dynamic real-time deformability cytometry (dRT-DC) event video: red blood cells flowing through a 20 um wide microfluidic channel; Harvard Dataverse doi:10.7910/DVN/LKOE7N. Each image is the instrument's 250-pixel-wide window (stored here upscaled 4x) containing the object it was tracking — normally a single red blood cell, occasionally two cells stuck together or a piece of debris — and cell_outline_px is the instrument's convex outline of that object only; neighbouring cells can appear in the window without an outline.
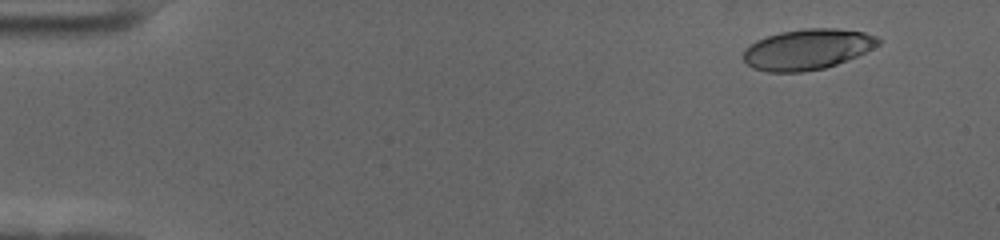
{"species": "human", "species_latin": "Homo sapiens", "temperature_condition": "cold", "stored_images_in_passage": 58, "camera_frame_rate_fps": 3000, "um_per_image_px": 0.085, "donor": {"sex": "female"}, "frame": {"image": 1, "passage_image": 5, "time_ms": 1.333, "image_size_px": [1000, 240], "cell_outline_px": [[880, 44], [856, 56], [836, 64], [824, 68], [804, 72], [768, 72], [752, 68], [744, 60], [744, 52], [756, 40], [780, 32], [804, 28], [836, 28], [864, 32], [876, 36], [880, 40]], "centroid_in_image_um": [68.63, 4.19], "position_along_channel_um": 16.4, "area_um2": 31.67}}
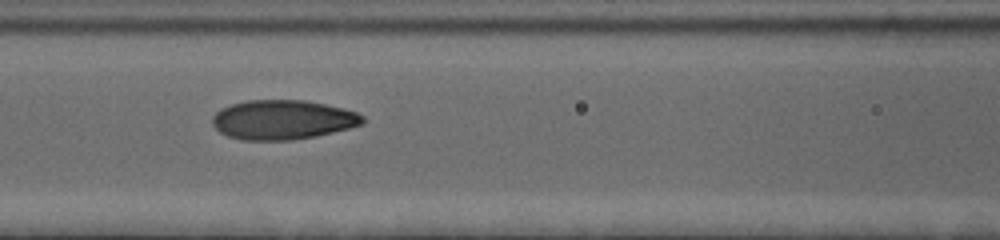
{"frame": {"image": 2, "passage_image": 26, "time_ms": 8.333, "image_size_px": [1000, 240], "cell_outline_px": [[364, 124], [316, 136], [292, 140], [240, 140], [228, 136], [220, 132], [212, 124], [212, 116], [220, 108], [244, 100], [304, 100], [344, 108], [356, 112], [364, 116]], "centroid_in_image_um": [24.01, 10.18], "position_along_channel_um": 142.6, "area_um2": 34.68}}
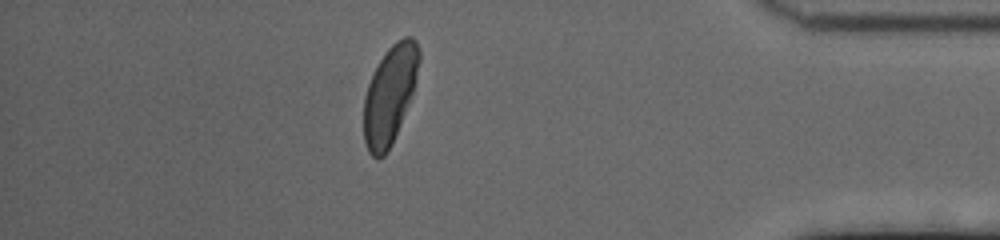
{"frame": {"image": 3, "passage_image": 51, "time_ms": 16.667, "image_size_px": [1000, 240], "cell_outline_px": [[420, 60], [416, 80], [412, 92], [392, 144], [384, 156], [376, 160], [368, 152], [364, 140], [364, 96], [368, 84], [380, 60], [388, 48], [396, 40], [404, 36], [412, 36], [416, 40], [420, 52]], "centroid_in_image_um": [33.13, 8.04], "position_along_channel_um": 402.1, "area_um2": 31.39}, "authors_computed_cell_mechanics": {"area_um2": 33.1194, "velocity_mm_per_s": 3.5319, "shape_relaxation_time_tau1_ms": 4.9022, "shape_relaxation_time_tau2_ms": null, "deformation_change_tau1": 0.1996, "deformation_change_tau2": null}}